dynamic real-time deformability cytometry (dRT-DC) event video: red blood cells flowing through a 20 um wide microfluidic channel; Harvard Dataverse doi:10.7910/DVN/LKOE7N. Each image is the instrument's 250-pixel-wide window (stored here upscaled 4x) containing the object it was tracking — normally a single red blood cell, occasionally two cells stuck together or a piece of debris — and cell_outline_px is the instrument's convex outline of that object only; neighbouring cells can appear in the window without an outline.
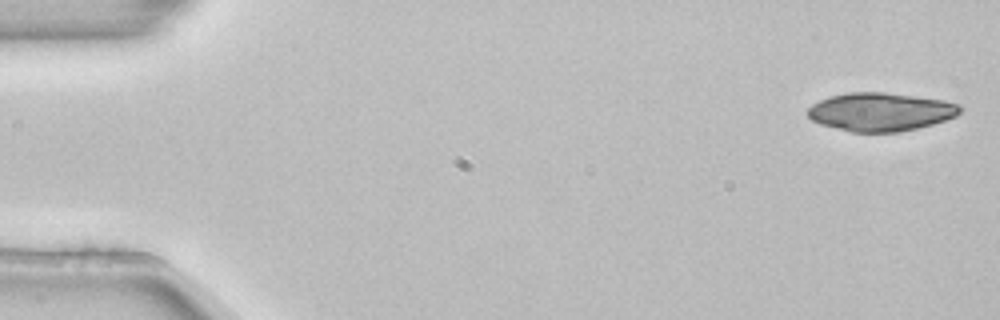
{"species": "common noctule bat (a hibernating species)", "species_latin": "Nyctalus noctula", "temperature_condition": "room temperature", "stored_images_in_passage": 4, "camera_frame_rate_fps": 3000, "um_per_image_px": 0.085, "animal": {"sex": "female", "body_mass_g": 22.7, "forearm_length_mm": 54.2}, "frame": {"image": 1, "passage_image": 1, "time_ms": 0.0, "image_size_px": [1000, 320], "cell_outline_px": [[964, 108], [956, 116], [932, 124], [916, 128], [896, 132], [852, 132], [820, 124], [812, 120], [808, 116], [808, 108], [812, 104], [828, 96], [848, 92], [884, 92], [944, 100], [960, 104]], "centroid_in_image_um": [74.85, 9.5], "position_along_channel_um": 10.2, "area_um2": 34.04}}